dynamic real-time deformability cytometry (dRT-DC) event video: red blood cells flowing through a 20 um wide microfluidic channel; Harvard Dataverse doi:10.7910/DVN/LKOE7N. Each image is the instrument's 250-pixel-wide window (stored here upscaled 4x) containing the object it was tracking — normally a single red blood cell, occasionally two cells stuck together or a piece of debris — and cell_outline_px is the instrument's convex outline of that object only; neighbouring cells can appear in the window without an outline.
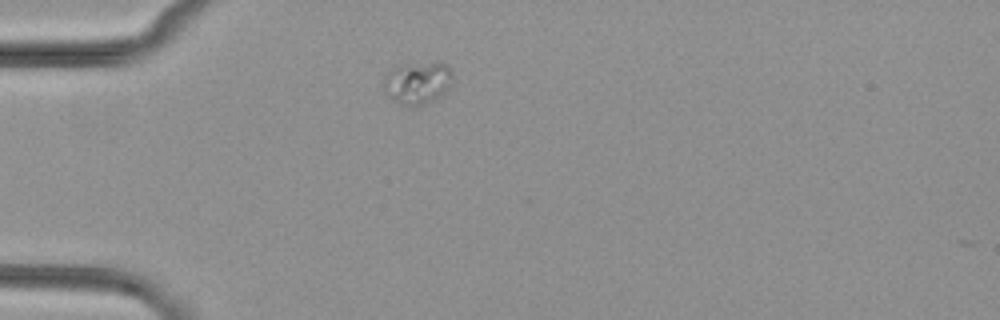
{"species": "common noctule bat (a hibernating species)", "species_latin": "Nyctalus noctula", "temperature_condition": "cold", "stored_images_in_passage": 37, "camera_frame_rate_fps": 3000, "um_per_image_px": 0.085, "animal": {"sex": "female", "body_mass_g": 29.2, "forearm_length_mm": 56.3}, "frame": {"image": 1, "passage_image": 1, "time_ms": 0.0, "image_size_px": [1000, 320], "cell_outline_px": [[452, 76], [448, 88], [436, 100], [416, 108], [408, 108], [392, 100], [384, 92], [384, 76], [392, 68], [408, 64], [440, 60], [448, 64], [452, 72]], "centroid_in_image_um": [35.5, 7.05], "position_along_channel_um": 49.5, "area_um2": 17.69}}
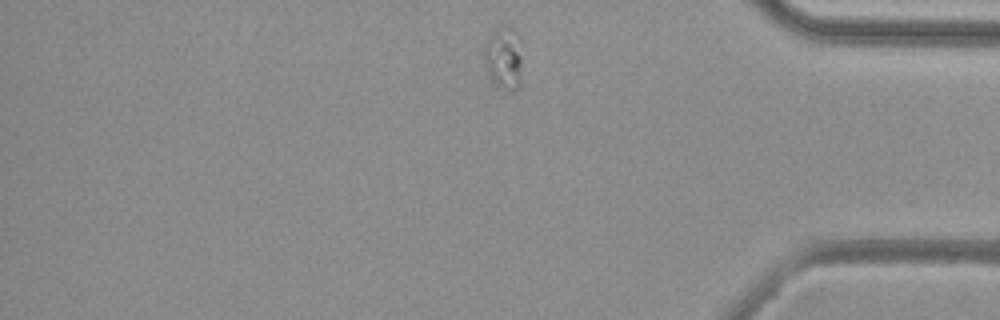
{"frame": {"image": 2, "passage_image": 32, "time_ms": 10.333, "image_size_px": [1000, 320], "cell_outline_px": [[520, 88], [516, 92], [504, 92], [496, 88], [488, 80], [484, 64], [484, 44], [488, 36], [496, 28], [504, 24], [520, 36]], "centroid_in_image_um": [42.77, 5.03], "position_along_channel_um": 392.4, "area_um2": 14.74}}